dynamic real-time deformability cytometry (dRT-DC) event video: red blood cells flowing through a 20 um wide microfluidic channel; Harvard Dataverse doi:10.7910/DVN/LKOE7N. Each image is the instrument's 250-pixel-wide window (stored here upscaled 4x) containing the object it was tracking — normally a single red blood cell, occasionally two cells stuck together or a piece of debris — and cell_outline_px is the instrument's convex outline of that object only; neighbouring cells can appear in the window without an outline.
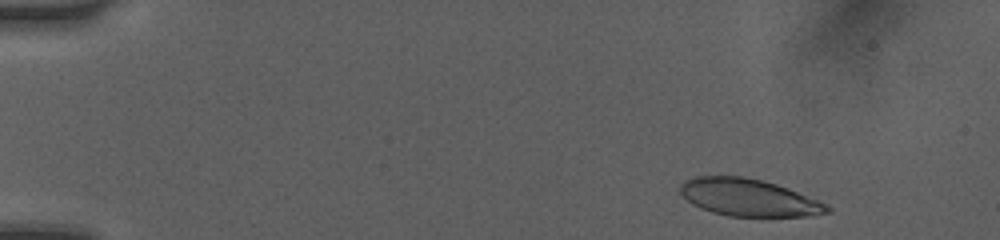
{"species": "human", "species_latin": "Homo sapiens", "temperature_condition": "room temperature", "stored_images_in_passage": 34, "camera_frame_rate_fps": 3000, "um_per_image_px": 0.085, "donor": {"sex": "female"}, "frame": {"image": 1, "passage_image": 4, "time_ms": 0.667, "image_size_px": [1000, 240], "cell_outline_px": [[832, 212], [816, 216], [728, 216], [712, 212], [700, 208], [692, 204], [680, 192], [680, 184], [684, 180], [692, 176], [744, 176], [776, 184], [788, 188], [828, 204], [832, 208]], "centroid_in_image_um": [63.66, 16.79], "position_along_channel_um": 21.3, "area_um2": 32.08}}
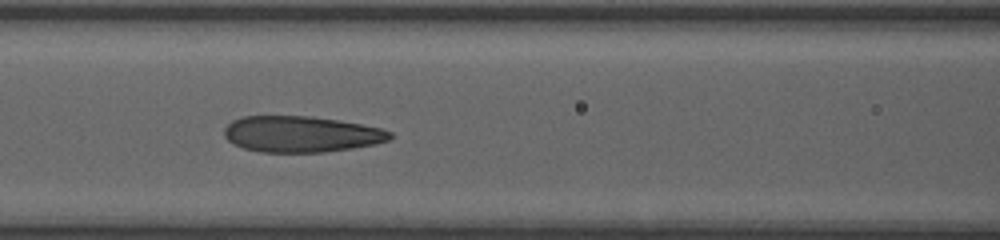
{"frame": {"image": 2, "passage_image": 22, "time_ms": 6.333, "image_size_px": [1000, 240], "cell_outline_px": [[392, 136], [388, 140], [376, 144], [352, 148], [324, 152], [260, 152], [244, 148], [228, 140], [224, 136], [224, 128], [232, 120], [244, 116], [312, 116], [360, 124], [380, 128], [392, 132]], "centroid_in_image_um": [25.59, 11.4], "position_along_channel_um": 141.0, "area_um2": 34.74}}
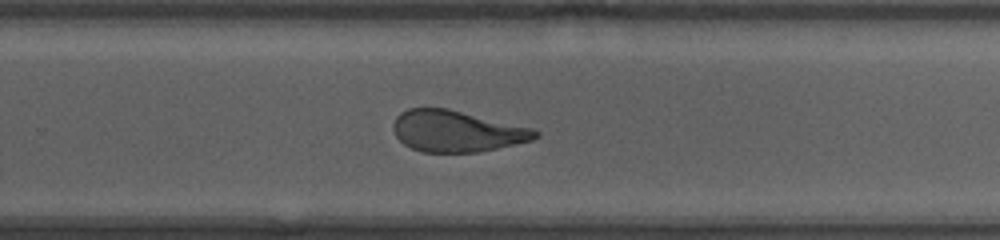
{"frame": {"image": 3, "passage_image": 34, "time_ms": 10.0, "image_size_px": [1000, 240], "cell_outline_px": [[540, 136], [532, 140], [496, 148], [476, 152], [424, 152], [412, 148], [404, 144], [396, 136], [392, 128], [392, 124], [396, 116], [400, 112], [408, 108], [448, 108], [532, 128], [540, 132]], "centroid_in_image_um": [38.79, 11.14], "position_along_channel_um": 291.0, "area_um2": 34.1}}